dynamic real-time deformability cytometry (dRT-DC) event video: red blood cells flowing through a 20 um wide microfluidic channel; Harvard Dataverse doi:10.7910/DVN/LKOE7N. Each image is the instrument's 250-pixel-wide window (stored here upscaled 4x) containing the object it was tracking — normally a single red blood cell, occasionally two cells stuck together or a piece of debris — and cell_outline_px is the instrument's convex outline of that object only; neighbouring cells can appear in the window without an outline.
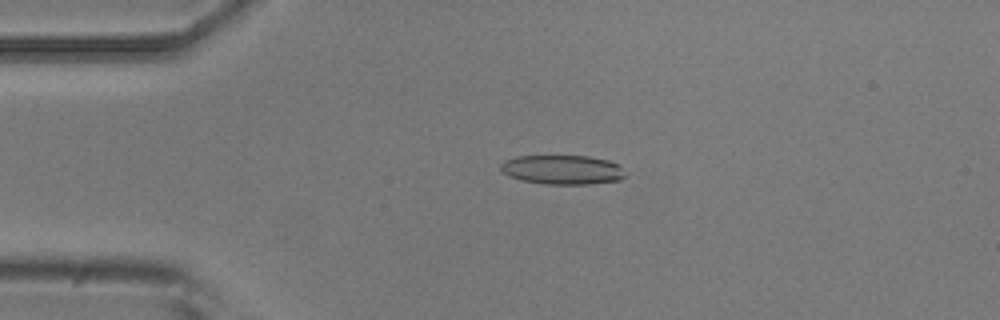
{"species": "common noctule bat (a hibernating species)", "species_latin": "Nyctalus noctula", "temperature_condition": "room temperature", "stored_images_in_passage": 54, "camera_frame_rate_fps": 3000, "um_per_image_px": 0.085, "animal": {"sex": "male", "body_mass_g": 20.5, "forearm_length_mm": 52.5}, "frame": {"image": 1, "passage_image": 12, "time_ms": 3.667, "image_size_px": [1000, 320], "cell_outline_px": [[628, 172], [620, 180], [588, 184], [544, 184], [524, 180], [508, 176], [500, 172], [500, 164], [504, 160], [516, 156], [588, 156], [608, 160], [620, 164]], "centroid_in_image_um": [47.82, 14.42], "position_along_channel_um": 37.2, "area_um2": 21.56}}
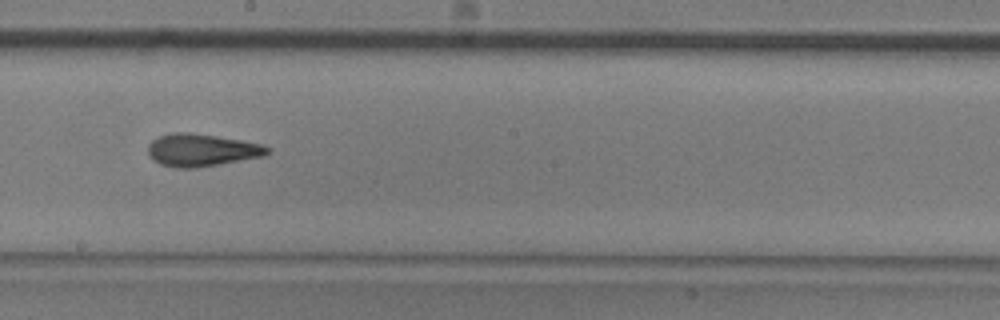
{"frame": {"image": 2, "passage_image": 30, "time_ms": 9.667, "image_size_px": [1000, 320], "cell_outline_px": [[272, 148], [264, 156], [220, 164], [196, 168], [176, 168], [160, 164], [152, 160], [148, 156], [148, 144], [152, 140], [160, 136], [172, 132], [188, 132], [216, 136], [264, 144]], "centroid_in_image_um": [17.12, 12.76], "position_along_channel_um": 231.1, "area_um2": 22.77}}
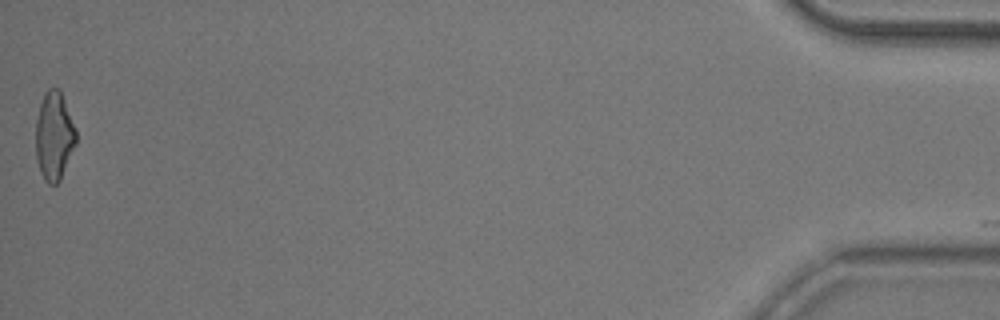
{"frame": {"image": 3, "passage_image": 54, "time_ms": 17.667, "image_size_px": [1000, 320], "cell_outline_px": [[76, 144], [60, 180], [56, 184], [48, 184], [44, 180], [40, 172], [36, 160], [36, 120], [40, 104], [44, 92], [48, 88], [60, 88], [76, 128]], "centroid_in_image_um": [4.6, 11.55], "position_along_channel_um": 430.6, "area_um2": 20.98}, "authors_computed_cell_mechanics": {"area_um2": 21.675, "velocity_mm_per_s": 3.7287, "shape_relaxation_time_tau1_ms": 9.5044, "shape_relaxation_time_tau2_ms": 3.0928, "deformation_change_tau1": 0.2212, "deformation_change_tau2": 0.1245}}